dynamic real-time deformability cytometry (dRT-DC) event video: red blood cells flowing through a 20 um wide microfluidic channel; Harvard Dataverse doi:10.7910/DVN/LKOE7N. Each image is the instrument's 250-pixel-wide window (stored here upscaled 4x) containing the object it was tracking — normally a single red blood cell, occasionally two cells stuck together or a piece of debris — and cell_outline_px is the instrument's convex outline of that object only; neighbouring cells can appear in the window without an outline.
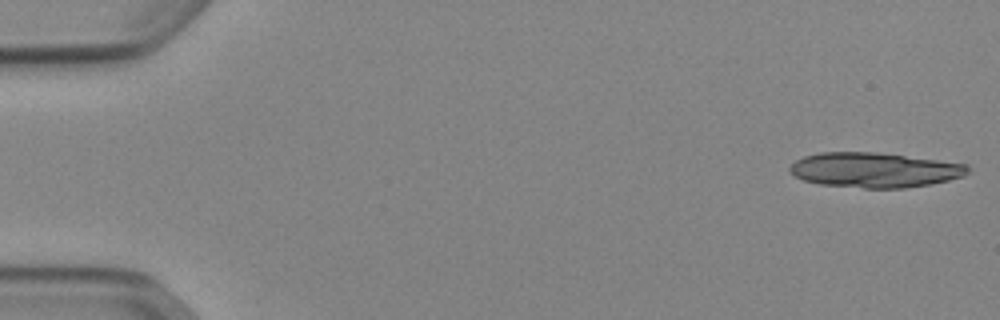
{"species": "Egyptian fruit bat (a non-hibernating species)", "species_latin": "Rousettus aegyptiacus", "temperature_condition": "cold", "stored_images_in_passage": 14, "camera_frame_rate_fps": 3000, "um_per_image_px": 0.085, "animal": {"sex": "female"}, "frame": {"image": 1, "passage_image": 1, "time_ms": 0.0, "image_size_px": [1000, 320], "cell_outline_px": [[968, 172], [964, 176], [932, 184], [904, 188], [864, 188], [820, 184], [804, 180], [788, 172], [788, 168], [796, 160], [804, 156], [820, 152], [876, 152], [968, 164]], "centroid_in_image_um": [74.32, 14.45], "position_along_channel_um": 10.7, "area_um2": 36.18}}